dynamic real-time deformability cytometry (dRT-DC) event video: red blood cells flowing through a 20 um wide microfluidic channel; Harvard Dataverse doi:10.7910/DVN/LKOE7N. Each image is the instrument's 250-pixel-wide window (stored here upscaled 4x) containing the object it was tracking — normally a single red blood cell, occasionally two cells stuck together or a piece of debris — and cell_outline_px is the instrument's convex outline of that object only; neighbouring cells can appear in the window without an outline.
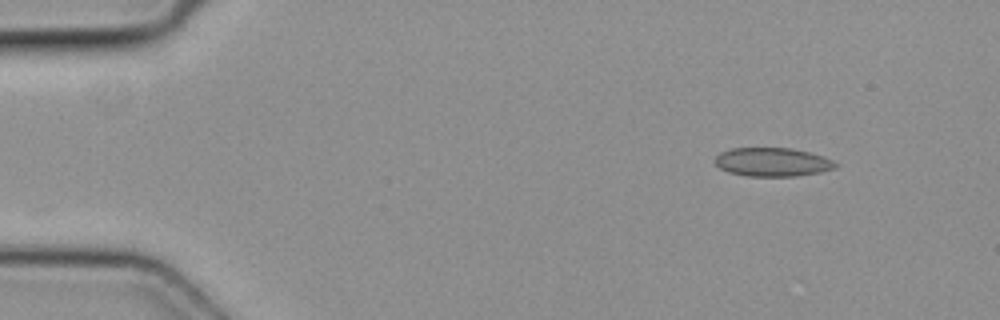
{"species": "common noctule bat (a hibernating species)", "species_latin": "Nyctalus noctula", "temperature_condition": "cold", "stored_images_in_passage": 5, "camera_frame_rate_fps": 3000, "um_per_image_px": 0.085, "animal": {"sex": "female", "body_mass_g": 19.3, "forearm_length_mm": 54.1}, "frame": {"image": 1, "passage_image": 1, "time_ms": 0.0, "image_size_px": [1000, 320], "cell_outline_px": [[840, 164], [836, 168], [820, 172], [796, 176], [748, 176], [728, 172], [720, 168], [716, 164], [716, 156], [720, 152], [732, 148], [792, 148], [808, 152], [832, 160]], "centroid_in_image_um": [65.67, 13.78], "position_along_channel_um": 19.3, "area_um2": 20.06}}
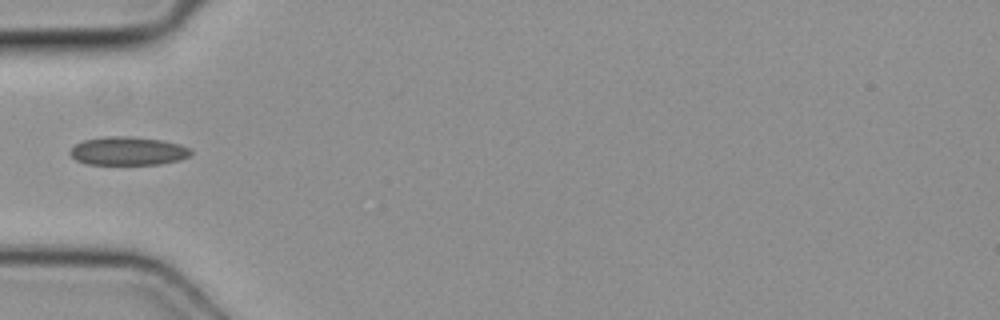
{"frame": {"image": 2, "passage_image": 4, "time_ms": 1.0, "image_size_px": [1000, 320], "cell_outline_px": [[192, 152], [188, 156], [180, 160], [160, 164], [84, 164], [76, 160], [68, 152], [76, 144], [84, 140], [104, 136], [128, 136], [160, 140], [180, 144], [192, 148]], "centroid_in_image_um": [10.88, 12.83], "position_along_channel_um": 74.1, "area_um2": 20.06}}
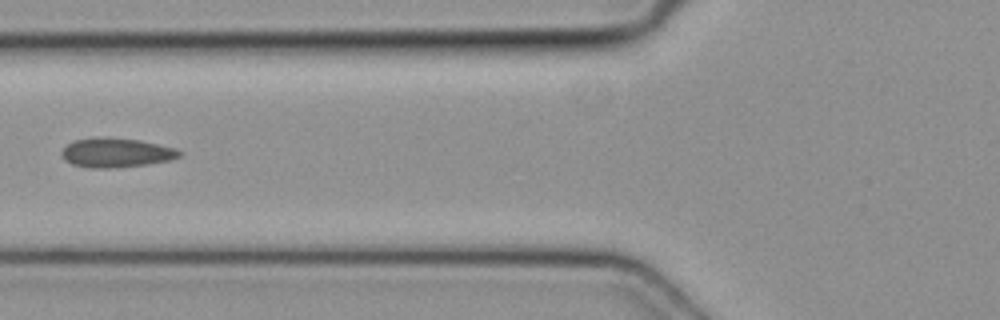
{"frame": {"image": 3, "passage_image": 5, "time_ms": 1.333, "image_size_px": [1000, 320], "cell_outline_px": [[184, 152], [180, 156], [172, 160], [148, 164], [108, 168], [88, 168], [72, 164], [64, 160], [60, 156], [60, 152], [72, 140], [96, 136], [104, 136], [140, 140], [176, 148]], "centroid_in_image_um": [9.86, 12.96], "position_along_channel_um": 115.9, "area_um2": 20.58}}